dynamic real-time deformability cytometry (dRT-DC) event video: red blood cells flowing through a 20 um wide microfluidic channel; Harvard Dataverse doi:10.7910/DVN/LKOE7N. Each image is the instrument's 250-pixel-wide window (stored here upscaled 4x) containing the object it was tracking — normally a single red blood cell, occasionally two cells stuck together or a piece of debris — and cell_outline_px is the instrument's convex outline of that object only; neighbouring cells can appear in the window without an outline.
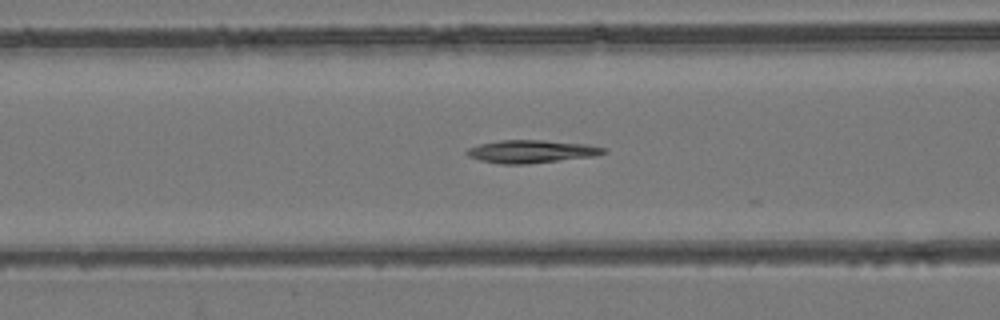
{"species": "common noctule bat (a hibernating species)", "species_latin": "Nyctalus noctula", "temperature_condition": "room temperature", "stored_images_in_passage": 38, "camera_frame_rate_fps": 3000, "um_per_image_px": 0.085, "animal": {"sex": "female", "body_mass_g": 24.6, "forearm_length_mm": 56.2}, "frame": {"image": 1, "passage_image": 13, "time_ms": 4.0, "image_size_px": [1000, 320], "cell_outline_px": [[608, 152], [596, 156], [528, 164], [500, 164], [480, 160], [468, 156], [464, 152], [468, 148], [480, 144], [500, 140], [544, 140], [588, 144], [604, 148]], "centroid_in_image_um": [45.18, 12.88], "position_along_channel_um": 121.4, "area_um2": 18.32}}
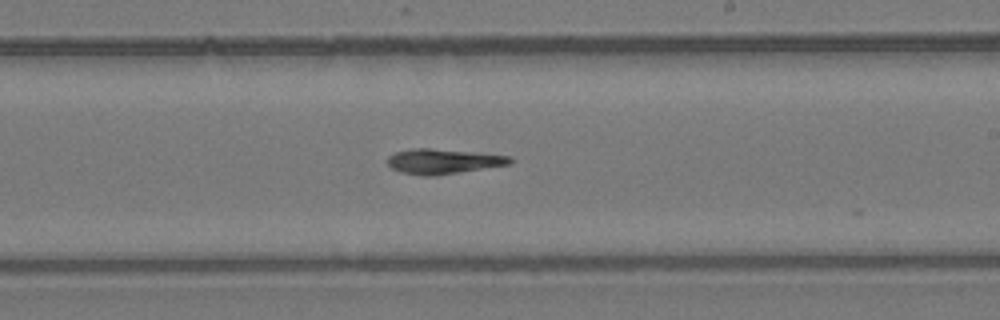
{"frame": {"image": 2, "passage_image": 23, "time_ms": 7.333, "image_size_px": [1000, 320], "cell_outline_px": [[512, 160], [508, 164], [436, 176], [424, 176], [400, 172], [392, 168], [388, 164], [388, 156], [396, 152], [412, 148], [432, 148], [512, 156]], "centroid_in_image_um": [37.63, 13.71], "position_along_channel_um": 251.4, "area_um2": 17.69}}
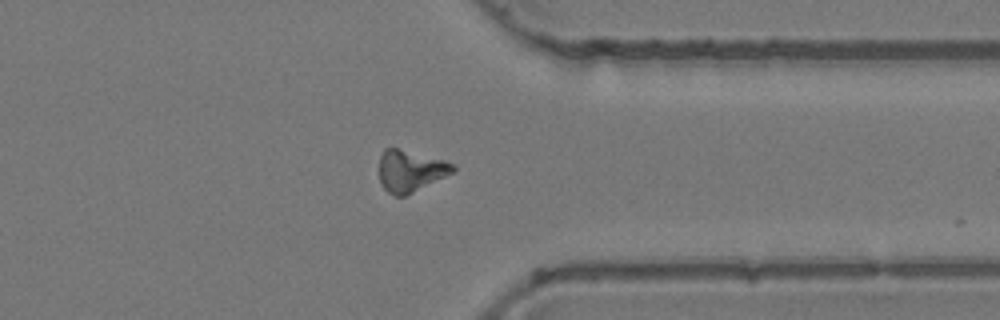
{"frame": {"image": 3, "passage_image": 33, "time_ms": 10.667, "image_size_px": [1000, 320], "cell_outline_px": [[456, 168], [452, 172], [404, 196], [396, 196], [388, 192], [384, 188], [380, 180], [380, 156], [384, 148], [396, 148], [444, 160], [456, 164]], "centroid_in_image_um": [34.86, 14.51], "position_along_channel_um": 376.5, "area_um2": 17.4}, "authors_computed_cell_mechanics": {"area_um2": 17.6868, "velocity_mm_per_s": 3.9027, "shape_relaxation_time_tau1_ms": null, "shape_relaxation_time_tau2_ms": 7.0618, "deformation_change_tau1": null, "deformation_change_tau2": 0.151}}